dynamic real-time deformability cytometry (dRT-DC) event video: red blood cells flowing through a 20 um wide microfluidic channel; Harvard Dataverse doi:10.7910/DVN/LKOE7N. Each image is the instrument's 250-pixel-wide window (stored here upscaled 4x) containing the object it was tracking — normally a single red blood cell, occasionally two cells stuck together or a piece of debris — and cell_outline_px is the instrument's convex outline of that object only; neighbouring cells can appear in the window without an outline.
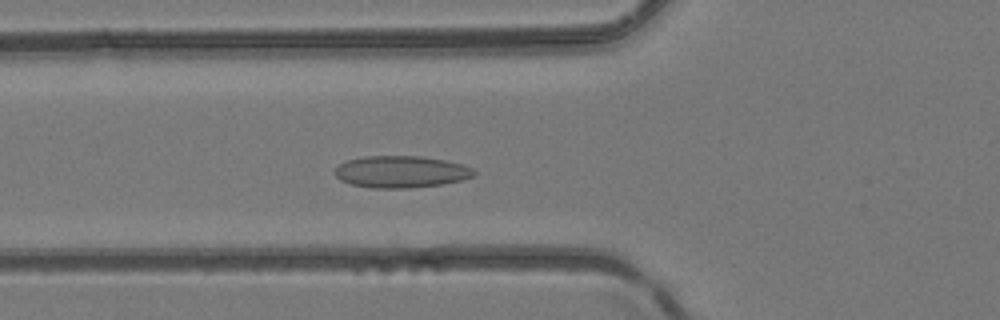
{"species": "common noctule bat (a hibernating species)", "species_latin": "Nyctalus noctula", "temperature_condition": "room temperature", "stored_images_in_passage": 44, "camera_frame_rate_fps": 3000, "um_per_image_px": 0.085, "animal": {"sex": "female", "body_mass_g": 24.6, "forearm_length_mm": 56.2}, "frame": {"image": 1, "passage_image": 14, "time_ms": 4.333, "image_size_px": [1000, 320], "cell_outline_px": [[476, 172], [472, 176], [460, 180], [440, 184], [412, 188], [372, 188], [352, 184], [340, 180], [332, 172], [340, 164], [348, 160], [364, 156], [420, 156], [444, 160], [460, 164], [472, 168]], "centroid_in_image_um": [34.04, 14.6], "position_along_channel_um": 91.8, "area_um2": 25.66}}
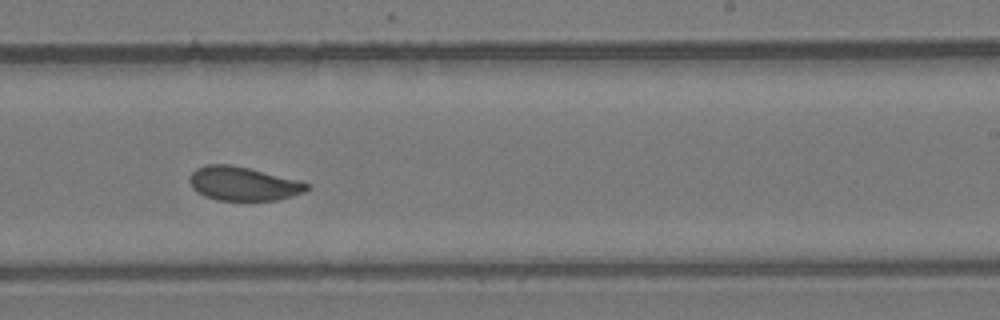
{"frame": {"image": 2, "passage_image": 26, "time_ms": 8.333, "image_size_px": [1000, 320], "cell_outline_px": [[312, 188], [304, 192], [292, 196], [276, 200], [216, 200], [204, 196], [192, 188], [188, 180], [192, 172], [196, 168], [204, 164], [228, 164], [248, 168], [300, 180], [312, 184]], "centroid_in_image_um": [20.69, 15.61], "position_along_channel_um": 268.3, "area_um2": 23.35}}
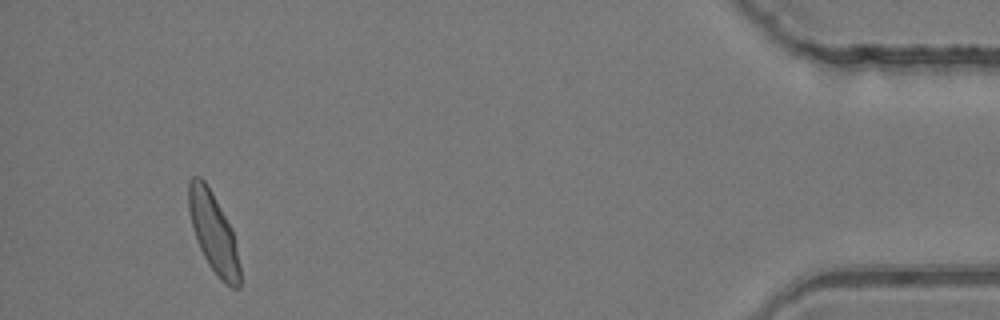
{"frame": {"image": 3, "passage_image": 41, "time_ms": 13.333, "image_size_px": [1000, 320], "cell_outline_px": [[240, 288], [232, 288], [224, 284], [220, 280], [208, 264], [200, 248], [192, 224], [188, 208], [188, 184], [192, 176], [200, 176], [204, 180], [232, 228], [240, 264]], "centroid_in_image_um": [18.16, 19.81], "position_along_channel_um": 417.0, "area_um2": 23.58}}